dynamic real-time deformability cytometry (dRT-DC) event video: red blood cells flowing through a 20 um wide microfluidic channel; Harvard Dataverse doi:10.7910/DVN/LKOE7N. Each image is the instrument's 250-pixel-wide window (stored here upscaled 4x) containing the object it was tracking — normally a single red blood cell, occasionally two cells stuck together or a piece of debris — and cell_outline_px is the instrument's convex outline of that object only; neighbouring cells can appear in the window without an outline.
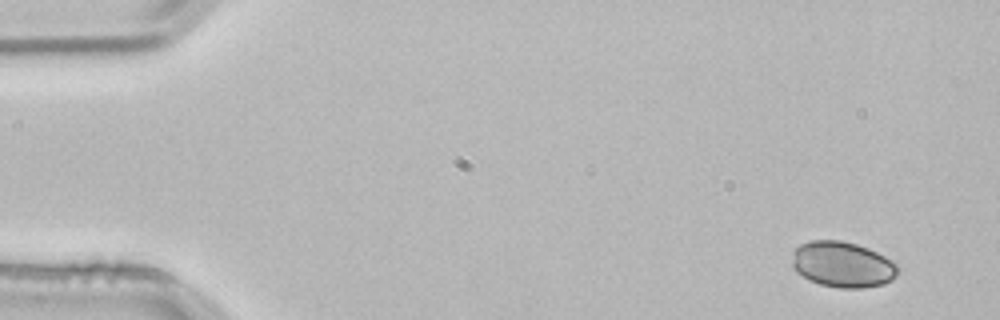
{"species": "common noctule bat (a hibernating species)", "species_latin": "Nyctalus noctula", "temperature_condition": "room temperature", "stored_images_in_passage": 4, "camera_frame_rate_fps": 3000, "um_per_image_px": 0.085, "animal": {"sex": "male", "body_mass_g": 21.5, "forearm_length_mm": 52.0}, "frame": {"image": 1, "passage_image": 1, "time_ms": 0.0, "image_size_px": [1000, 320], "cell_outline_px": [[900, 268], [896, 276], [892, 280], [884, 284], [864, 288], [840, 288], [820, 284], [808, 280], [796, 272], [792, 264], [792, 252], [800, 244], [812, 240], [840, 240], [856, 244], [868, 248], [900, 264]], "centroid_in_image_um": [71.64, 22.49], "position_along_channel_um": 13.4, "area_um2": 28.55}}
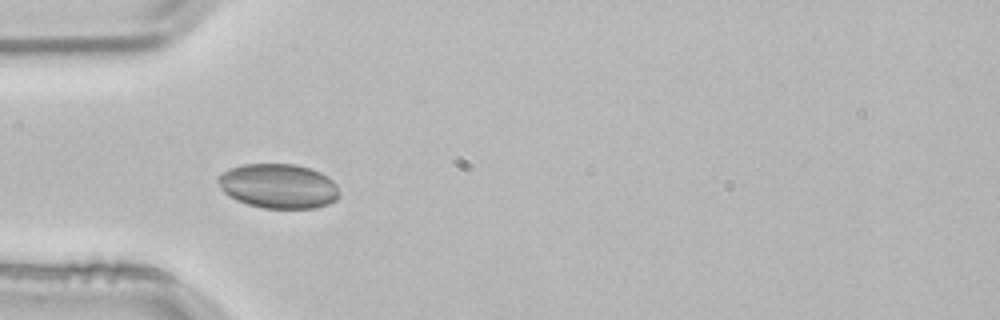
{"frame": {"image": 2, "passage_image": 4, "time_ms": 1.0, "image_size_px": [1000, 320], "cell_outline_px": [[340, 196], [336, 200], [328, 204], [316, 208], [264, 208], [248, 204], [236, 200], [228, 196], [220, 188], [216, 180], [216, 176], [228, 168], [244, 164], [296, 164], [320, 172], [328, 176], [336, 184]], "centroid_in_image_um": [23.64, 15.81], "position_along_channel_um": 61.4, "area_um2": 31.79}}